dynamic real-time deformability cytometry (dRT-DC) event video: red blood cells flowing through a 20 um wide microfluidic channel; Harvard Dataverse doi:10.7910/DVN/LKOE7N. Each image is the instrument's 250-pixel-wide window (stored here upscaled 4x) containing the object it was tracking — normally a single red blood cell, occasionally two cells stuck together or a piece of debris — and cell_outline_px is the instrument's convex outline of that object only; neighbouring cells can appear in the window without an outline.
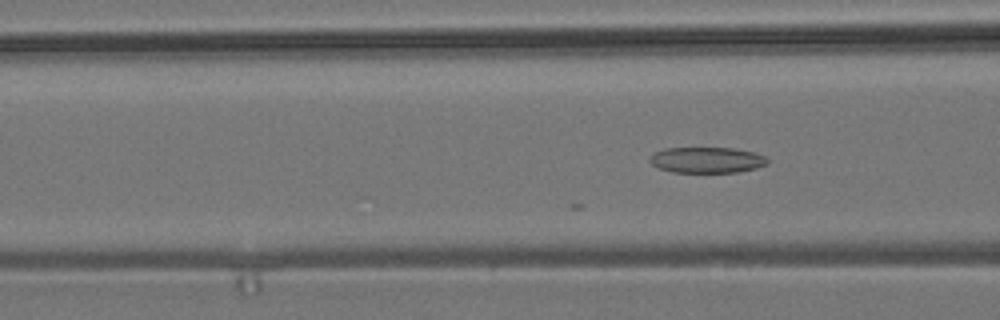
{"species": "common noctule bat (a hibernating species)", "species_latin": "Nyctalus noctula", "temperature_condition": "room temperature", "stored_images_in_passage": 6, "camera_frame_rate_fps": 3000, "um_per_image_px": 0.085, "animal": {"sex": "male", "body_mass_g": 19.2, "forearm_length_mm": 51.8}, "frame": {"image": 1, "passage_image": 6, "time_ms": 1.667, "image_size_px": [1000, 320], "cell_outline_px": [[768, 164], [756, 168], [736, 172], [672, 172], [660, 168], [652, 164], [648, 160], [656, 152], [664, 148], [732, 148], [752, 152], [768, 156]], "centroid_in_image_um": [60.12, 13.6], "position_along_channel_um": 106.5, "area_um2": 17.63}}